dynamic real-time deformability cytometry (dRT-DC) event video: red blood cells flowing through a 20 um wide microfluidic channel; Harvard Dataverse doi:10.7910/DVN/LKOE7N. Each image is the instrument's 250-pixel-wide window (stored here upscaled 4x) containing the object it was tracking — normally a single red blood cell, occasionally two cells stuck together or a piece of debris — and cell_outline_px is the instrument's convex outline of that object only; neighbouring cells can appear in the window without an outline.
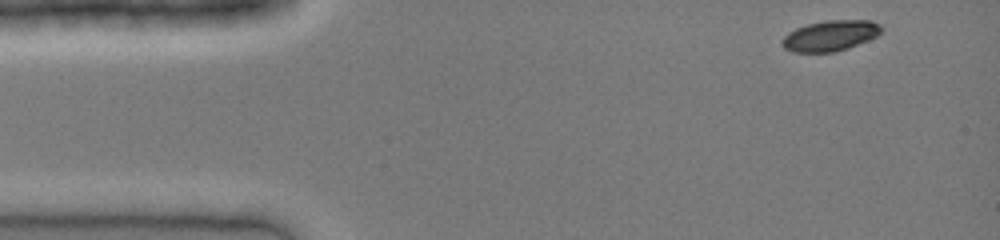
{"species": "common noctule bat (a hibernating species)", "species_latin": "Nyctalus noctula", "temperature_condition": "cold", "stored_images_in_passage": 36, "camera_frame_rate_fps": 3000, "um_per_image_px": 0.085, "animal": {"sex": "female", "body_mass_g": 19.0, "forearm_length_mm": 51.5}, "frame": {"image": 1, "passage_image": 1, "time_ms": 0.0, "image_size_px": [1000, 240], "cell_outline_px": [[884, 28], [876, 36], [868, 40], [848, 48], [832, 52], [792, 52], [784, 48], [784, 36], [788, 32], [796, 28], [808, 24], [828, 20], [872, 20], [880, 24]], "centroid_in_image_um": [70.61, 3.02], "position_along_channel_um": 14.4, "area_um2": 17.57}}
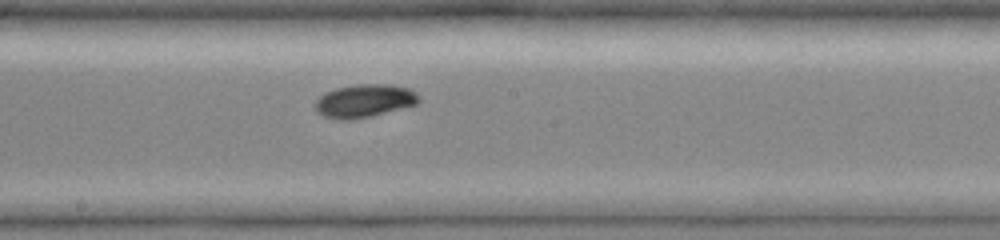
{"frame": {"image": 2, "passage_image": 20, "time_ms": 6.333, "image_size_px": [1000, 240], "cell_outline_px": [[420, 100], [416, 104], [372, 116], [348, 120], [340, 120], [324, 116], [316, 108], [316, 100], [320, 96], [336, 88], [356, 84], [388, 84], [408, 88], [416, 92]], "centroid_in_image_um": [30.99, 8.57], "position_along_channel_um": 217.2, "area_um2": 19.71}}
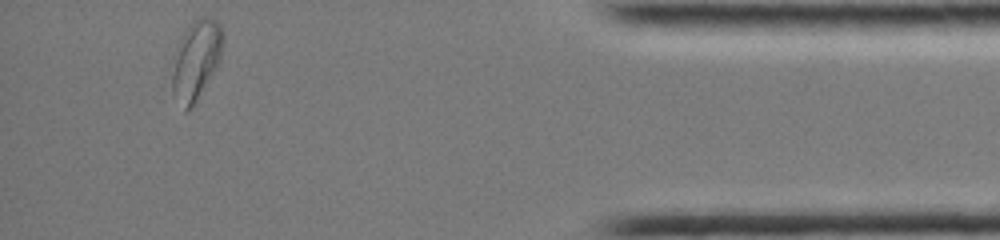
{"frame": {"image": 3, "passage_image": 36, "time_ms": 11.667, "image_size_px": [1000, 240], "cell_outline_px": [[224, 40], [220, 60], [216, 68], [188, 112], [184, 112], [172, 92], [172, 56], [176, 44], [188, 24], [192, 20], [200, 16], [208, 16], [216, 20], [220, 24], [224, 32]], "centroid_in_image_um": [16.65, 5.03], "position_along_channel_um": 418.6, "area_um2": 24.1}}